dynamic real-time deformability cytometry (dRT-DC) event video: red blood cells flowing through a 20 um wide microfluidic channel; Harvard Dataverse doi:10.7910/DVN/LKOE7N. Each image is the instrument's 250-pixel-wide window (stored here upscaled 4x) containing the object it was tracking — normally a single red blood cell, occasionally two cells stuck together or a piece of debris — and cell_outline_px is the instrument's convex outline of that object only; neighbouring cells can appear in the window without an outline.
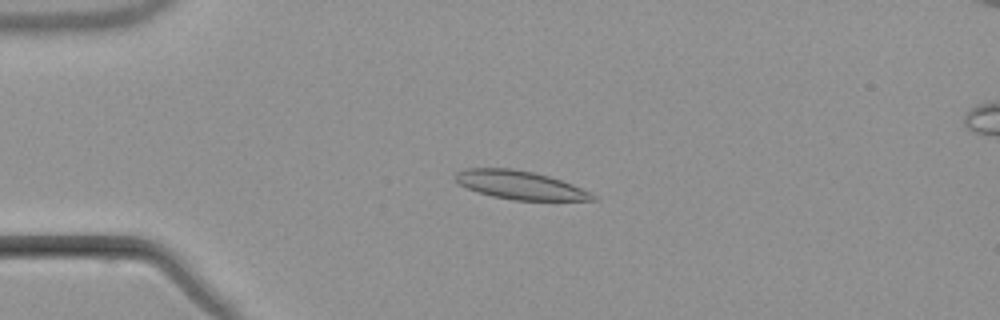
{"species": "common noctule bat (a hibernating species)", "species_latin": "Nyctalus noctula", "temperature_condition": "warm", "stored_images_in_passage": 6, "camera_frame_rate_fps": 3000, "um_per_image_px": 0.085, "animal": {"sex": "male", "body_mass_g": 21.5, "forearm_length_mm": 52.0}, "frame": {"image": 1, "passage_image": 4, "time_ms": 3.667, "image_size_px": [1000, 320], "cell_outline_px": [[596, 200], [512, 200], [492, 196], [468, 188], [460, 184], [456, 180], [456, 172], [464, 168], [512, 168], [532, 172], [548, 176], [572, 184], [592, 192], [596, 196]], "centroid_in_image_um": [44.22, 15.73], "position_along_channel_um": 40.8, "area_um2": 22.54}}
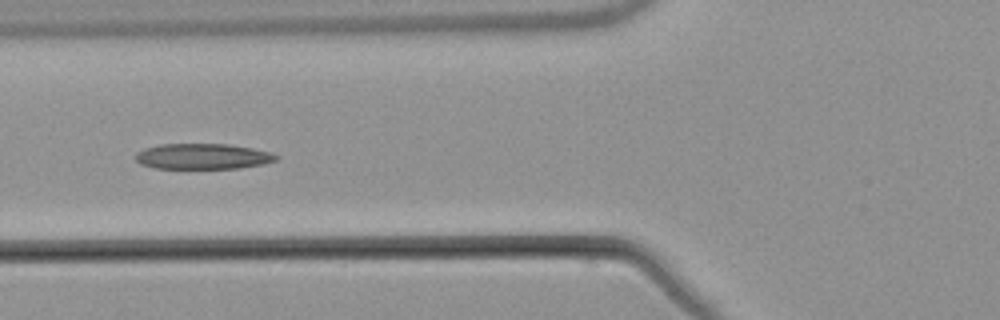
{"frame": {"image": 2, "passage_image": 6, "time_ms": 6.333, "image_size_px": [1000, 320], "cell_outline_px": [[280, 156], [276, 160], [264, 164], [240, 168], [156, 168], [140, 164], [136, 160], [136, 152], [144, 148], [160, 144], [228, 144], [252, 148], [272, 152]], "centroid_in_image_um": [17.25, 13.29], "position_along_channel_um": 108.5, "area_um2": 21.04}}